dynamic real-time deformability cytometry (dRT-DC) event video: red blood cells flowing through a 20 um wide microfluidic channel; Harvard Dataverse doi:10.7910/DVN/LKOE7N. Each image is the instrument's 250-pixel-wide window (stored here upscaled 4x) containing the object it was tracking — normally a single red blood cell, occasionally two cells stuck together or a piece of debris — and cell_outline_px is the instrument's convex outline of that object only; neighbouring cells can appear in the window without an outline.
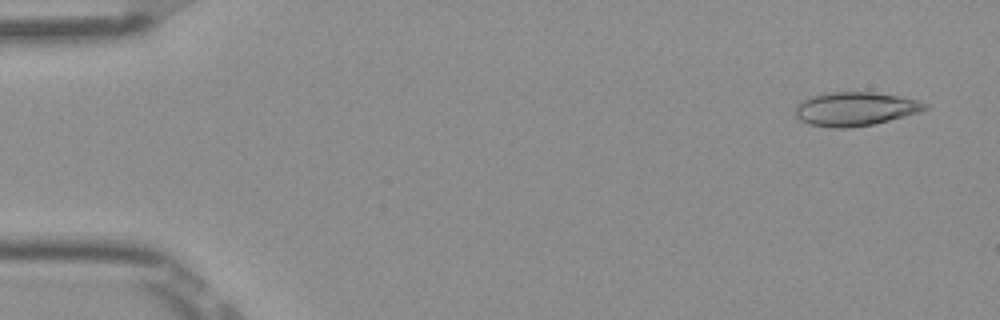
{"species": "Egyptian fruit bat (a non-hibernating species)", "species_latin": "Rousettus aegyptiacus", "temperature_condition": "room temperature", "stored_images_in_passage": 52, "camera_frame_rate_fps": 3000, "um_per_image_px": 0.085, "frame": {"image": 1, "passage_image": 3, "time_ms": 0.667, "image_size_px": [1000, 320], "cell_outline_px": [[928, 108], [920, 112], [872, 124], [848, 128], [828, 128], [808, 124], [800, 120], [796, 116], [796, 104], [800, 100], [808, 96], [828, 92], [872, 92], [900, 96], [920, 100], [928, 104]], "centroid_in_image_um": [72.66, 9.25], "position_along_channel_um": 12.3, "area_um2": 25.78}}
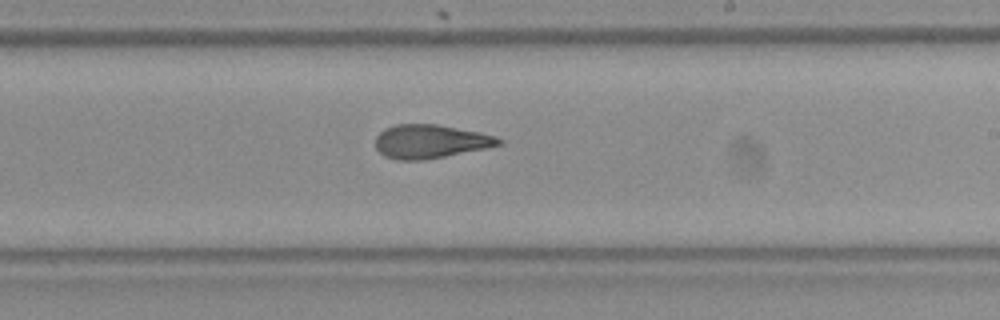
{"frame": {"image": 2, "passage_image": 31, "time_ms": 10.0, "image_size_px": [1000, 320], "cell_outline_px": [[504, 144], [488, 148], [424, 160], [396, 160], [384, 156], [376, 148], [376, 136], [384, 128], [396, 124], [436, 124], [480, 132], [496, 136], [504, 140]], "centroid_in_image_um": [36.61, 12.02], "position_along_channel_um": 252.4, "area_um2": 24.39}}
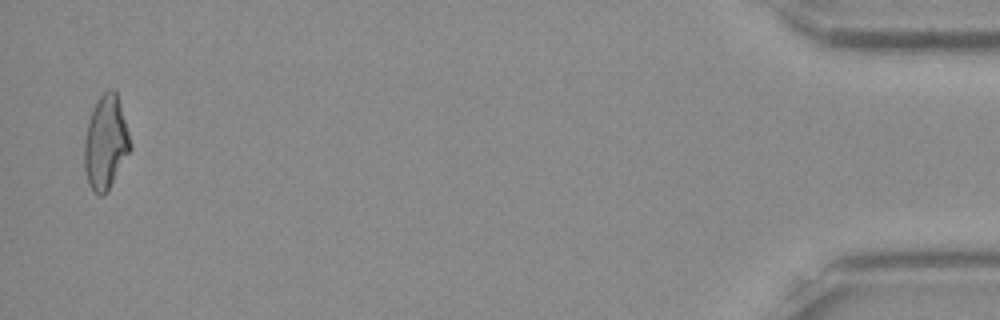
{"frame": {"image": 3, "passage_image": 51, "time_ms": 16.667, "image_size_px": [1000, 320], "cell_outline_px": [[132, 148], [108, 192], [104, 196], [96, 196], [92, 192], [88, 184], [84, 168], [84, 140], [88, 124], [92, 112], [100, 96], [108, 88], [112, 88], [116, 92], [120, 104], [132, 144]], "centroid_in_image_um": [8.99, 12.2], "position_along_channel_um": 426.2, "area_um2": 25.26}, "authors_computed_cell_mechanics": {"area_um2": 24.565, "velocity_mm_per_s": 3.9102, "shape_relaxation_time_tau1_ms": null, "shape_relaxation_time_tau2_ms": 2.0609, "deformation_change_tau1": null, "deformation_change_tau2": 0.1051}}